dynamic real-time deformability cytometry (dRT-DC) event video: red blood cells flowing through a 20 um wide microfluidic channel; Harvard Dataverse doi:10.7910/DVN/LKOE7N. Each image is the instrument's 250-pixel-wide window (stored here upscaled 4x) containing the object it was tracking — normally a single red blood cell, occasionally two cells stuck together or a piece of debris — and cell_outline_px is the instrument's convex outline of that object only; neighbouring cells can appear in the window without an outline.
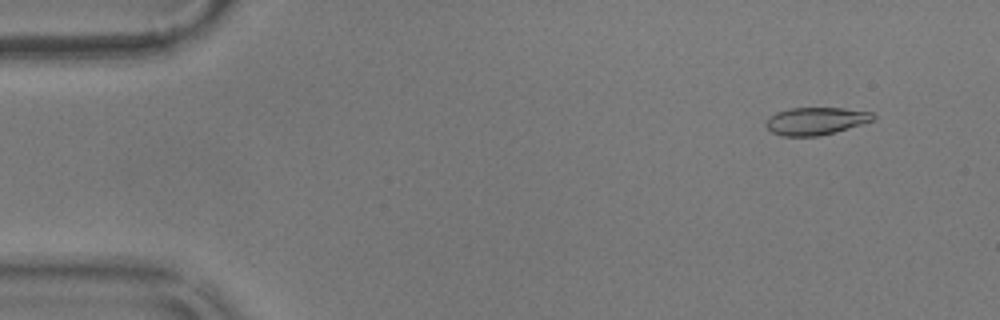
{"species": "common noctule bat (a hibernating species)", "species_latin": "Nyctalus noctula", "temperature_condition": "warm", "stored_images_in_passage": 12, "camera_frame_rate_fps": 3000, "um_per_image_px": 0.085, "animal": {"sex": "male", "body_mass_g": 17.9}, "frame": {"image": 1, "passage_image": 5, "time_ms": 1.333, "image_size_px": [1000, 320], "cell_outline_px": [[876, 116], [872, 120], [864, 124], [820, 136], [780, 136], [772, 132], [764, 124], [768, 116], [776, 112], [792, 108], [844, 108], [872, 112]], "centroid_in_image_um": [69.33, 10.29], "position_along_channel_um": 15.7, "area_um2": 17.34}}